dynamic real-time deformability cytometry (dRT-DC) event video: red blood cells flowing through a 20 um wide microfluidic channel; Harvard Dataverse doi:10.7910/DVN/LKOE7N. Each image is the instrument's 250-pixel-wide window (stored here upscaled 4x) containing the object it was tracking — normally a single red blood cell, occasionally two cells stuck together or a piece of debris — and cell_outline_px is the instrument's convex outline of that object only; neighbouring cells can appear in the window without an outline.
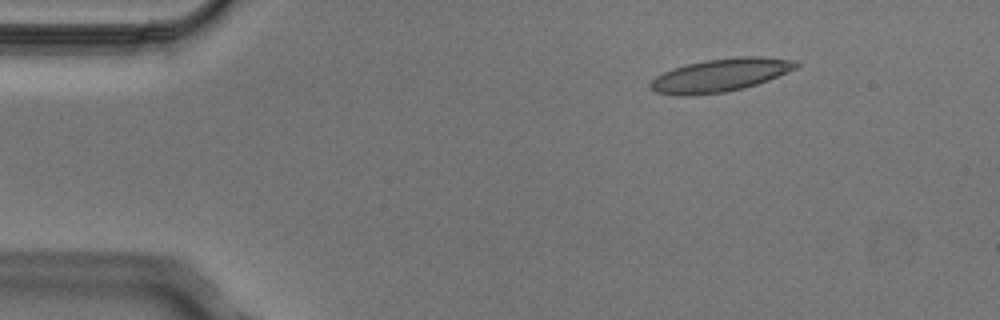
{"species": "Egyptian fruit bat (a non-hibernating species)", "species_latin": "Rousettus aegyptiacus", "temperature_condition": "cold", "stored_images_in_passage": 3, "camera_frame_rate_fps": 3000, "um_per_image_px": 0.085, "animal": {"sex": "male"}, "frame": {"image": 1, "passage_image": 1, "time_ms": 0.0, "image_size_px": [1000, 320], "cell_outline_px": [[800, 64], [796, 68], [768, 80], [744, 88], [724, 92], [688, 96], [676, 96], [656, 92], [648, 88], [648, 84], [656, 76], [672, 68], [688, 64], [708, 60], [740, 56], [760, 56], [796, 60]], "centroid_in_image_um": [61.2, 6.4], "position_along_channel_um": 23.8, "area_um2": 28.09}}